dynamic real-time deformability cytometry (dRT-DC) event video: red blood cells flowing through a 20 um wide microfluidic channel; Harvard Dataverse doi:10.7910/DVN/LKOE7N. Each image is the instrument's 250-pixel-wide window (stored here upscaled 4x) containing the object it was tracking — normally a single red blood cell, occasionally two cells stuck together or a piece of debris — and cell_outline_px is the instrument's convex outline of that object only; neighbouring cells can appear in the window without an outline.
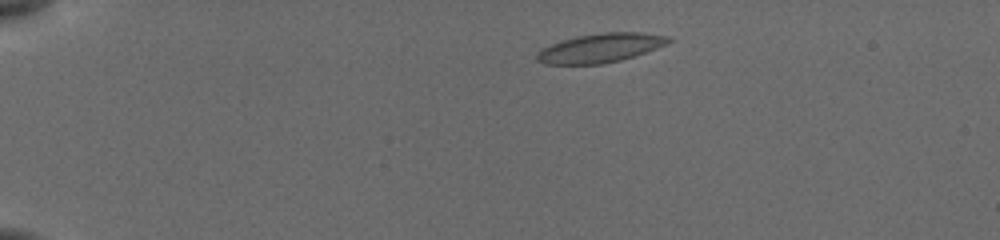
{"species": "common noctule bat (a hibernating species)", "species_latin": "Nyctalus noctula", "temperature_condition": "cold", "stored_images_in_passage": 9, "camera_frame_rate_fps": 3000, "um_per_image_px": 0.085, "animal": {"sex": "female", "body_mass_g": 19.5, "forearm_length_mm": 54.1}, "frame": {"image": 1, "passage_image": 3, "time_ms": 1.333, "image_size_px": [1000, 240], "cell_outline_px": [[676, 40], [656, 48], [620, 60], [600, 64], [548, 64], [536, 60], [536, 56], [544, 48], [552, 44], [564, 40], [580, 36], [604, 32], [636, 32], [668, 36]], "centroid_in_image_um": [51.08, 4.07], "position_along_channel_um": 33.9, "area_um2": 21.73}}
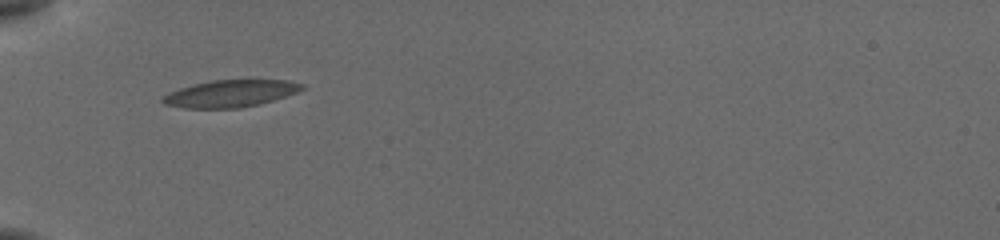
{"frame": {"image": 2, "passage_image": 7, "time_ms": 4.0, "image_size_px": [1000, 240], "cell_outline_px": [[304, 88], [296, 92], [260, 104], [240, 108], [184, 108], [164, 104], [160, 100], [164, 96], [180, 88], [212, 80], [284, 80], [304, 84]], "centroid_in_image_um": [19.58, 7.96], "position_along_channel_um": 65.4, "area_um2": 21.62}}
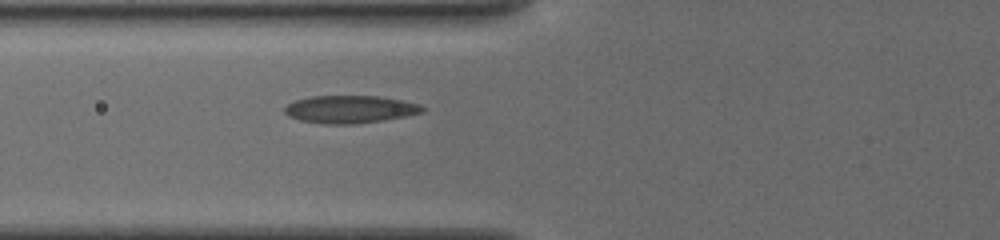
{"frame": {"image": 3, "passage_image": 9, "time_ms": 5.0, "image_size_px": [1000, 240], "cell_outline_px": [[424, 112], [384, 120], [356, 124], [320, 124], [300, 120], [288, 116], [284, 112], [284, 108], [288, 104], [296, 100], [312, 96], [376, 96], [400, 100], [420, 104], [424, 108]], "centroid_in_image_um": [29.72, 9.3], "position_along_channel_um": 96.1, "area_um2": 22.14}}